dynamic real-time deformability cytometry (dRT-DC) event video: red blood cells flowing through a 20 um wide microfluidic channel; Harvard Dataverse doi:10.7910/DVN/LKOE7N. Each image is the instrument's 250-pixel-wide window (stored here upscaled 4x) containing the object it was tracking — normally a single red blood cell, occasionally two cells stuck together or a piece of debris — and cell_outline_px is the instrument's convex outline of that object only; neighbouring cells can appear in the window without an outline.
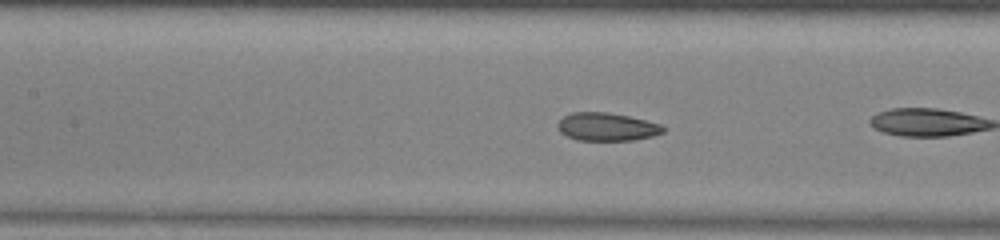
{"species": "common noctule bat (a hibernating species)", "species_latin": "Nyctalus noctula", "temperature_condition": "warm", "stored_images_in_passage": 14, "camera_frame_rate_fps": 3000, "um_per_image_px": 0.085, "animal": {"sex": "male", "body_mass_g": 13.0, "forearm_length_mm": 53.1}, "frame": {"image": 1, "passage_image": 7, "time_ms": 2.0, "image_size_px": [1000, 240], "cell_outline_px": [[664, 132], [652, 136], [632, 140], [576, 140], [560, 132], [556, 124], [564, 116], [572, 112], [608, 112], [628, 116], [660, 124], [664, 128]], "centroid_in_image_um": [51.55, 10.77], "position_along_channel_um": 155.9, "area_um2": 17.11}}
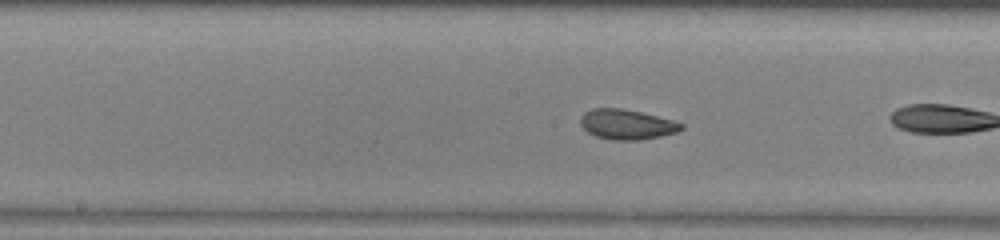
{"frame": {"image": 2, "passage_image": 10, "time_ms": 3.0, "image_size_px": [1000, 240], "cell_outline_px": [[684, 128], [676, 132], [660, 136], [640, 140], [612, 140], [596, 136], [588, 132], [580, 124], [580, 116], [584, 112], [592, 108], [620, 108], [640, 112], [676, 120], [684, 124]], "centroid_in_image_um": [53.29, 10.57], "position_along_channel_um": 194.9, "area_um2": 17.74}}